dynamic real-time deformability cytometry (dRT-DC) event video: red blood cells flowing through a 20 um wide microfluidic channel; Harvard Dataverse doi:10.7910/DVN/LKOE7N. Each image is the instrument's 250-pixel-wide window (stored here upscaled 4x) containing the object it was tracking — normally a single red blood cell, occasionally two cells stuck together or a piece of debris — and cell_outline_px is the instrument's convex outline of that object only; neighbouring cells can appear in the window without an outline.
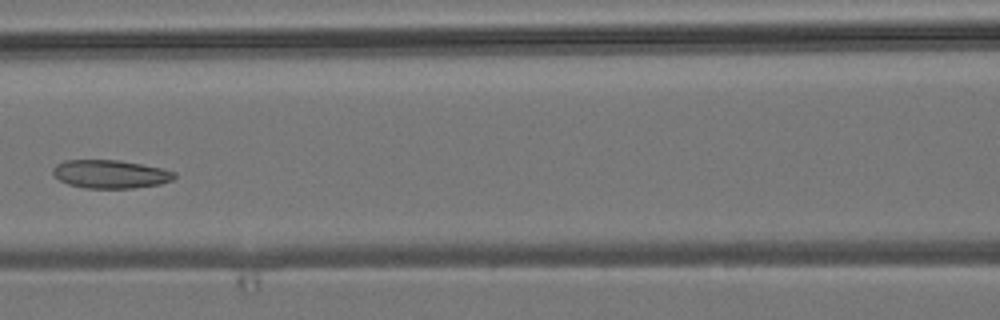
{"species": "common noctule bat (a hibernating species)", "species_latin": "Nyctalus noctula", "temperature_condition": "room temperature", "stored_images_in_passage": 8, "camera_frame_rate_fps": 3000, "um_per_image_px": 0.085, "animal": {"sex": "male", "body_mass_g": 19.2, "forearm_length_mm": 51.8}, "frame": {"image": 1, "passage_image": 7, "time_ms": 7.333, "image_size_px": [1000, 320], "cell_outline_px": [[176, 176], [172, 180], [160, 184], [132, 188], [84, 188], [68, 184], [60, 180], [52, 172], [52, 168], [56, 164], [64, 160], [120, 160], [160, 168], [176, 172]], "centroid_in_image_um": [9.37, 14.8], "position_along_channel_um": 157.2, "area_um2": 20.0}}
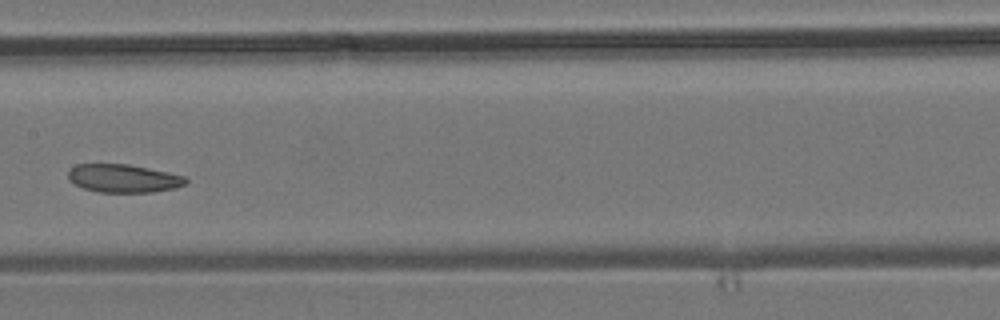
{"frame": {"image": 2, "passage_image": 8, "time_ms": 8.333, "image_size_px": [1000, 320], "cell_outline_px": [[188, 180], [184, 184], [176, 188], [152, 192], [100, 192], [84, 188], [68, 180], [68, 172], [76, 164], [128, 164], [168, 172], [184, 176]], "centroid_in_image_um": [10.49, 15.16], "position_along_channel_um": 196.9, "area_um2": 19.19}}